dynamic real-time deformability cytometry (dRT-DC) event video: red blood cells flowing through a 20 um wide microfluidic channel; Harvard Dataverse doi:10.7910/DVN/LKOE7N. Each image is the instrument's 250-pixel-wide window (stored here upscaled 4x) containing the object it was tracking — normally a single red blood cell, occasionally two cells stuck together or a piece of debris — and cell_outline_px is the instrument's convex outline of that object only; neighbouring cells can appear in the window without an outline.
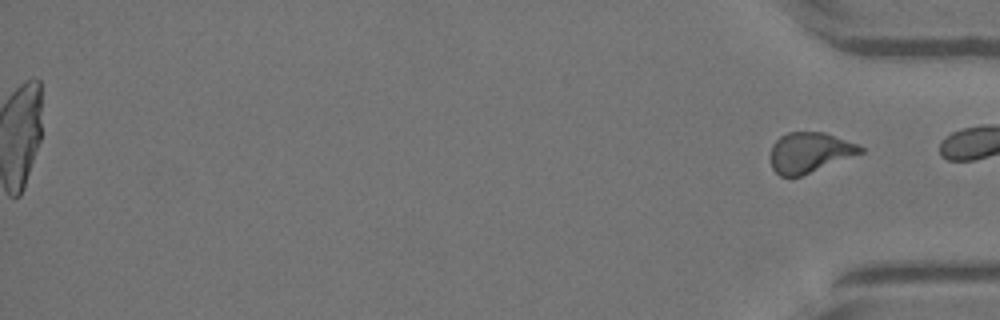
{"species": "Egyptian fruit bat (a non-hibernating species)", "species_latin": "Rousettus aegyptiacus", "temperature_condition": "warm", "stored_images_in_passage": 48, "segment_of_instrument_passage": [2, 2], "camera_frame_rate_fps": 3000, "um_per_image_px": 0.085, "animal": {"sex": "female"}, "frame": {"image": 1, "passage_image": 48, "time_ms": 15.667, "image_size_px": [1000, 320], "cell_outline_px": [[864, 152], [800, 176], [780, 176], [772, 168], [772, 144], [780, 136], [788, 132], [824, 132], [860, 144], [864, 148]], "centroid_in_image_um": [68.85, 12.94], "position_along_channel_um": 366.4, "area_um2": 20.92}}